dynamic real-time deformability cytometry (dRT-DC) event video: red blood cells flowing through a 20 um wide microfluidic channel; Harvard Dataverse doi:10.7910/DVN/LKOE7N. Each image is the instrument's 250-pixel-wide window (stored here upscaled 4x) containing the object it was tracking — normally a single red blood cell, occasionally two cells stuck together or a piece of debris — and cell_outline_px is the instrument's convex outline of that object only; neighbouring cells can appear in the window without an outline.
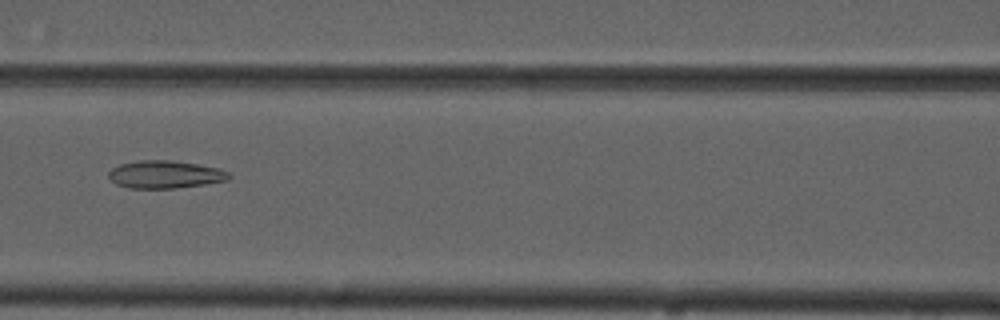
{"species": "common noctule bat (a hibernating species)", "species_latin": "Nyctalus noctula", "temperature_condition": "cold", "stored_images_in_passage": 9, "camera_frame_rate_fps": 3000, "um_per_image_px": 0.085, "animal": {"sex": "male", "forearm_length_mm": 52.5}, "frame": {"image": 1, "passage_image": 8, "time_ms": 8.0, "image_size_px": [1000, 320], "cell_outline_px": [[232, 176], [228, 180], [204, 184], [176, 188], [128, 188], [116, 184], [108, 176], [108, 172], [112, 168], [120, 164], [136, 160], [172, 160], [220, 168], [228, 172]], "centroid_in_image_um": [14.03, 14.82], "position_along_channel_um": 152.6, "area_um2": 19.48}}
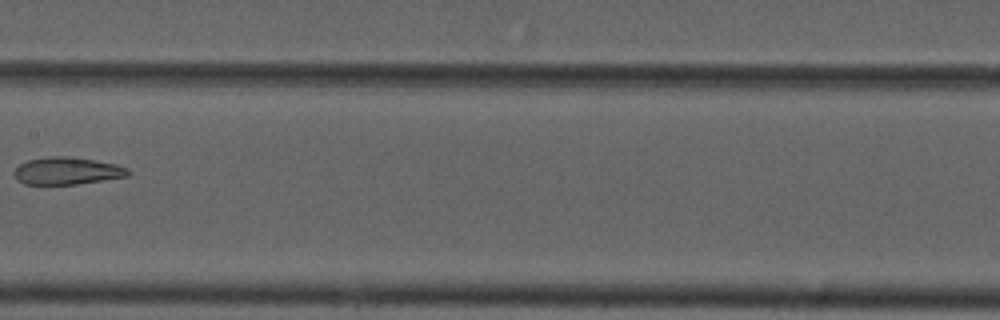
{"frame": {"image": 2, "passage_image": 9, "time_ms": 9.333, "image_size_px": [1000, 320], "cell_outline_px": [[132, 172], [128, 176], [104, 180], [76, 184], [24, 184], [16, 180], [12, 172], [20, 164], [28, 160], [48, 156], [68, 156], [116, 164], [128, 168]], "centroid_in_image_um": [5.69, 14.53], "position_along_channel_um": 201.7, "area_um2": 18.21}}